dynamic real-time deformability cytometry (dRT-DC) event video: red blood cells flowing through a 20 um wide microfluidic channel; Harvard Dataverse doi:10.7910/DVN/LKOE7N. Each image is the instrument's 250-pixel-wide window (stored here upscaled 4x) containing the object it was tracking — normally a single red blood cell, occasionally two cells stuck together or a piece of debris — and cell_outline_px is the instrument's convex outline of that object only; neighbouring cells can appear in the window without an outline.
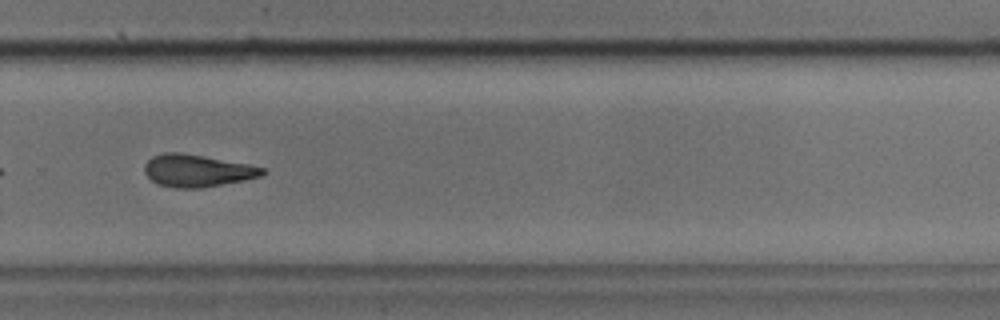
{"species": "common noctule bat (a hibernating species)", "species_latin": "Nyctalus noctula", "temperature_condition": "cold", "stored_images_in_passage": 43, "camera_frame_rate_fps": 3000, "um_per_image_px": 0.085, "animal": {"sex": "male", "body_mass_g": 17.9, "forearm_length_mm": 54.2}, "frame": {"image": 1, "passage_image": 29, "time_ms": 9.333, "image_size_px": [1000, 320], "cell_outline_px": [[268, 172], [260, 176], [244, 180], [200, 188], [176, 188], [160, 184], [152, 180], [144, 172], [144, 164], [152, 156], [164, 152], [180, 152], [204, 156], [248, 164], [268, 168]], "centroid_in_image_um": [16.78, 14.49], "position_along_channel_um": 313.0, "area_um2": 22.2}}
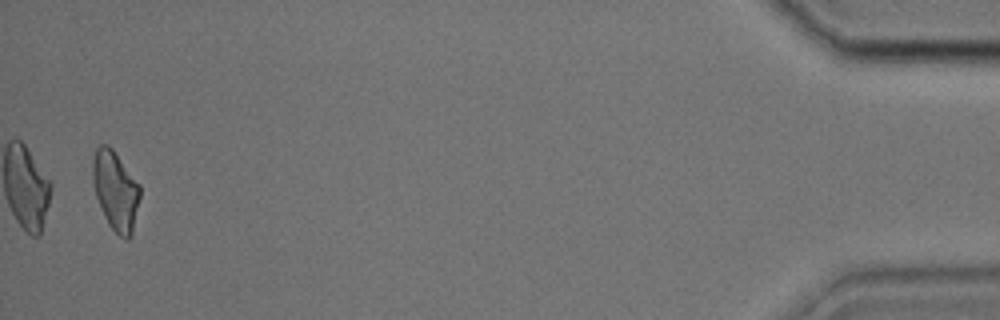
{"frame": {"image": 2, "passage_image": 42, "time_ms": 13.667, "image_size_px": [1000, 320], "cell_outline_px": [[140, 196], [132, 236], [128, 240], [124, 240], [108, 224], [104, 216], [96, 196], [92, 180], [92, 160], [96, 148], [100, 144], [108, 144], [112, 148], [140, 184]], "centroid_in_image_um": [9.82, 16.2], "position_along_channel_um": 425.4, "area_um2": 22.02}}